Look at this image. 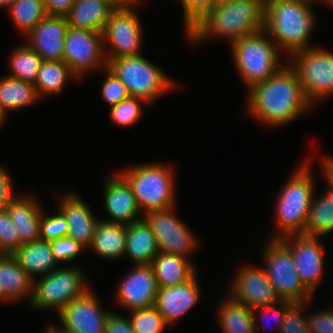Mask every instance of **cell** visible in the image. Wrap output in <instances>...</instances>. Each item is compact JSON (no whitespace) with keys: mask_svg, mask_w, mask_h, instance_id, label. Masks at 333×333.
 Wrapping results in <instances>:
<instances>
[{"mask_svg":"<svg viewBox=\"0 0 333 333\" xmlns=\"http://www.w3.org/2000/svg\"><path fill=\"white\" fill-rule=\"evenodd\" d=\"M248 91L249 112L266 124L288 123L312 105L306 99L296 71L288 65Z\"/></svg>","mask_w":333,"mask_h":333,"instance_id":"1","label":"cell"},{"mask_svg":"<svg viewBox=\"0 0 333 333\" xmlns=\"http://www.w3.org/2000/svg\"><path fill=\"white\" fill-rule=\"evenodd\" d=\"M266 1L220 2L188 31L194 42L208 36L227 37L232 43L265 28Z\"/></svg>","mask_w":333,"mask_h":333,"instance_id":"2","label":"cell"},{"mask_svg":"<svg viewBox=\"0 0 333 333\" xmlns=\"http://www.w3.org/2000/svg\"><path fill=\"white\" fill-rule=\"evenodd\" d=\"M312 3L302 0H266L265 28L268 36L275 40L281 50L290 56L309 49L308 39L316 18ZM279 43V44H278Z\"/></svg>","mask_w":333,"mask_h":333,"instance_id":"3","label":"cell"},{"mask_svg":"<svg viewBox=\"0 0 333 333\" xmlns=\"http://www.w3.org/2000/svg\"><path fill=\"white\" fill-rule=\"evenodd\" d=\"M231 48L237 71L249 89L283 67L279 63L278 46L264 29L232 42Z\"/></svg>","mask_w":333,"mask_h":333,"instance_id":"4","label":"cell"},{"mask_svg":"<svg viewBox=\"0 0 333 333\" xmlns=\"http://www.w3.org/2000/svg\"><path fill=\"white\" fill-rule=\"evenodd\" d=\"M308 164L301 166L279 192L277 199V226L282 235L303 234L313 197V180Z\"/></svg>","mask_w":333,"mask_h":333,"instance_id":"5","label":"cell"},{"mask_svg":"<svg viewBox=\"0 0 333 333\" xmlns=\"http://www.w3.org/2000/svg\"><path fill=\"white\" fill-rule=\"evenodd\" d=\"M170 168L157 164L138 165L120 172L129 183L139 209L145 214L174 207V181Z\"/></svg>","mask_w":333,"mask_h":333,"instance_id":"6","label":"cell"},{"mask_svg":"<svg viewBox=\"0 0 333 333\" xmlns=\"http://www.w3.org/2000/svg\"><path fill=\"white\" fill-rule=\"evenodd\" d=\"M106 60L107 67L126 86L129 95L146 102L150 103L175 85L156 65L141 55Z\"/></svg>","mask_w":333,"mask_h":333,"instance_id":"7","label":"cell"},{"mask_svg":"<svg viewBox=\"0 0 333 333\" xmlns=\"http://www.w3.org/2000/svg\"><path fill=\"white\" fill-rule=\"evenodd\" d=\"M271 240L264 250V271L276 294L281 300L309 302L313 294L302 283L290 249L280 239Z\"/></svg>","mask_w":333,"mask_h":333,"instance_id":"8","label":"cell"},{"mask_svg":"<svg viewBox=\"0 0 333 333\" xmlns=\"http://www.w3.org/2000/svg\"><path fill=\"white\" fill-rule=\"evenodd\" d=\"M33 284L32 307H56L58 313L72 300L83 295L86 288L83 273L77 267L56 268Z\"/></svg>","mask_w":333,"mask_h":333,"instance_id":"9","label":"cell"},{"mask_svg":"<svg viewBox=\"0 0 333 333\" xmlns=\"http://www.w3.org/2000/svg\"><path fill=\"white\" fill-rule=\"evenodd\" d=\"M291 66L297 73L306 99H316L333 93V53L309 48L292 54Z\"/></svg>","mask_w":333,"mask_h":333,"instance_id":"10","label":"cell"},{"mask_svg":"<svg viewBox=\"0 0 333 333\" xmlns=\"http://www.w3.org/2000/svg\"><path fill=\"white\" fill-rule=\"evenodd\" d=\"M136 1H126L115 8L103 29V41H109L112 53L106 59L139 56L142 30L138 16L133 11Z\"/></svg>","mask_w":333,"mask_h":333,"instance_id":"11","label":"cell"},{"mask_svg":"<svg viewBox=\"0 0 333 333\" xmlns=\"http://www.w3.org/2000/svg\"><path fill=\"white\" fill-rule=\"evenodd\" d=\"M173 209L151 211L143 219L151 227L159 252L187 257L196 249L197 242L186 224L171 212Z\"/></svg>","mask_w":333,"mask_h":333,"instance_id":"12","label":"cell"},{"mask_svg":"<svg viewBox=\"0 0 333 333\" xmlns=\"http://www.w3.org/2000/svg\"><path fill=\"white\" fill-rule=\"evenodd\" d=\"M104 42L102 32L69 27L65 37L62 61L69 66L76 77L82 76L99 63L101 65L102 60L104 66L107 67V60L103 59L105 57L102 49Z\"/></svg>","mask_w":333,"mask_h":333,"instance_id":"13","label":"cell"},{"mask_svg":"<svg viewBox=\"0 0 333 333\" xmlns=\"http://www.w3.org/2000/svg\"><path fill=\"white\" fill-rule=\"evenodd\" d=\"M100 308L95 294L86 291L58 313L62 329L68 333H105L109 313Z\"/></svg>","mask_w":333,"mask_h":333,"instance_id":"14","label":"cell"},{"mask_svg":"<svg viewBox=\"0 0 333 333\" xmlns=\"http://www.w3.org/2000/svg\"><path fill=\"white\" fill-rule=\"evenodd\" d=\"M289 237L291 240L294 237L292 244L288 242ZM317 238L303 234H291L280 238L292 253L302 283L312 294L321 278L324 262V251Z\"/></svg>","mask_w":333,"mask_h":333,"instance_id":"15","label":"cell"},{"mask_svg":"<svg viewBox=\"0 0 333 333\" xmlns=\"http://www.w3.org/2000/svg\"><path fill=\"white\" fill-rule=\"evenodd\" d=\"M231 289L229 297L251 309L281 300L264 269L243 267L233 280Z\"/></svg>","mask_w":333,"mask_h":333,"instance_id":"16","label":"cell"},{"mask_svg":"<svg viewBox=\"0 0 333 333\" xmlns=\"http://www.w3.org/2000/svg\"><path fill=\"white\" fill-rule=\"evenodd\" d=\"M117 288V300L128 310L154 306L158 284L151 265H135Z\"/></svg>","mask_w":333,"mask_h":333,"instance_id":"17","label":"cell"},{"mask_svg":"<svg viewBox=\"0 0 333 333\" xmlns=\"http://www.w3.org/2000/svg\"><path fill=\"white\" fill-rule=\"evenodd\" d=\"M68 28L66 17L47 15L27 34L30 40L27 45L43 61H62Z\"/></svg>","mask_w":333,"mask_h":333,"instance_id":"18","label":"cell"},{"mask_svg":"<svg viewBox=\"0 0 333 333\" xmlns=\"http://www.w3.org/2000/svg\"><path fill=\"white\" fill-rule=\"evenodd\" d=\"M104 194L105 207L112 218L105 221L130 225L142 220L137 218L140 209L132 188L120 174L106 181Z\"/></svg>","mask_w":333,"mask_h":333,"instance_id":"19","label":"cell"},{"mask_svg":"<svg viewBox=\"0 0 333 333\" xmlns=\"http://www.w3.org/2000/svg\"><path fill=\"white\" fill-rule=\"evenodd\" d=\"M200 291L196 274L187 282L172 287L159 288L154 306L167 324L176 321L198 301Z\"/></svg>","mask_w":333,"mask_h":333,"instance_id":"20","label":"cell"},{"mask_svg":"<svg viewBox=\"0 0 333 333\" xmlns=\"http://www.w3.org/2000/svg\"><path fill=\"white\" fill-rule=\"evenodd\" d=\"M58 208L69 226L67 237L73 238L85 248L89 247L94 238L98 219L93 216L89 206L75 195L65 196L60 200Z\"/></svg>","mask_w":333,"mask_h":333,"instance_id":"21","label":"cell"},{"mask_svg":"<svg viewBox=\"0 0 333 333\" xmlns=\"http://www.w3.org/2000/svg\"><path fill=\"white\" fill-rule=\"evenodd\" d=\"M125 2H103L96 0H75L66 16L69 27L103 32L110 14Z\"/></svg>","mask_w":333,"mask_h":333,"instance_id":"22","label":"cell"},{"mask_svg":"<svg viewBox=\"0 0 333 333\" xmlns=\"http://www.w3.org/2000/svg\"><path fill=\"white\" fill-rule=\"evenodd\" d=\"M15 224L21 244L40 239L41 211L34 198L14 197L5 207Z\"/></svg>","mask_w":333,"mask_h":333,"instance_id":"23","label":"cell"},{"mask_svg":"<svg viewBox=\"0 0 333 333\" xmlns=\"http://www.w3.org/2000/svg\"><path fill=\"white\" fill-rule=\"evenodd\" d=\"M158 288L183 284L195 274L193 264L186 257L159 252L151 263Z\"/></svg>","mask_w":333,"mask_h":333,"instance_id":"24","label":"cell"},{"mask_svg":"<svg viewBox=\"0 0 333 333\" xmlns=\"http://www.w3.org/2000/svg\"><path fill=\"white\" fill-rule=\"evenodd\" d=\"M19 266L34 280L32 275H47L57 263L50 242L37 240L31 243L21 244L12 254Z\"/></svg>","mask_w":333,"mask_h":333,"instance_id":"25","label":"cell"},{"mask_svg":"<svg viewBox=\"0 0 333 333\" xmlns=\"http://www.w3.org/2000/svg\"><path fill=\"white\" fill-rule=\"evenodd\" d=\"M158 253L156 238L143 218L127 225L125 254L129 255L136 265H151Z\"/></svg>","mask_w":333,"mask_h":333,"instance_id":"26","label":"cell"},{"mask_svg":"<svg viewBox=\"0 0 333 333\" xmlns=\"http://www.w3.org/2000/svg\"><path fill=\"white\" fill-rule=\"evenodd\" d=\"M34 280L19 266L13 255L0 254V289L10 300L28 296L32 300Z\"/></svg>","mask_w":333,"mask_h":333,"instance_id":"27","label":"cell"},{"mask_svg":"<svg viewBox=\"0 0 333 333\" xmlns=\"http://www.w3.org/2000/svg\"><path fill=\"white\" fill-rule=\"evenodd\" d=\"M126 238L127 225L99 220L89 247L102 257L114 259L125 254Z\"/></svg>","mask_w":333,"mask_h":333,"instance_id":"28","label":"cell"},{"mask_svg":"<svg viewBox=\"0 0 333 333\" xmlns=\"http://www.w3.org/2000/svg\"><path fill=\"white\" fill-rule=\"evenodd\" d=\"M219 320L224 333H255L258 324L252 309L231 297L220 306Z\"/></svg>","mask_w":333,"mask_h":333,"instance_id":"29","label":"cell"},{"mask_svg":"<svg viewBox=\"0 0 333 333\" xmlns=\"http://www.w3.org/2000/svg\"><path fill=\"white\" fill-rule=\"evenodd\" d=\"M37 97L39 96L32 83L10 76L0 79V108L4 112L25 107L36 101Z\"/></svg>","mask_w":333,"mask_h":333,"instance_id":"30","label":"cell"},{"mask_svg":"<svg viewBox=\"0 0 333 333\" xmlns=\"http://www.w3.org/2000/svg\"><path fill=\"white\" fill-rule=\"evenodd\" d=\"M333 231V192L312 199L303 235L320 237Z\"/></svg>","mask_w":333,"mask_h":333,"instance_id":"31","label":"cell"},{"mask_svg":"<svg viewBox=\"0 0 333 333\" xmlns=\"http://www.w3.org/2000/svg\"><path fill=\"white\" fill-rule=\"evenodd\" d=\"M69 76L74 75L64 61H42L34 83L38 96L60 93Z\"/></svg>","mask_w":333,"mask_h":333,"instance_id":"32","label":"cell"},{"mask_svg":"<svg viewBox=\"0 0 333 333\" xmlns=\"http://www.w3.org/2000/svg\"><path fill=\"white\" fill-rule=\"evenodd\" d=\"M42 61L27 44L20 46L11 55L10 69L13 73L8 76L34 84Z\"/></svg>","mask_w":333,"mask_h":333,"instance_id":"33","label":"cell"},{"mask_svg":"<svg viewBox=\"0 0 333 333\" xmlns=\"http://www.w3.org/2000/svg\"><path fill=\"white\" fill-rule=\"evenodd\" d=\"M9 9L15 24L25 34L48 15L43 0H16Z\"/></svg>","mask_w":333,"mask_h":333,"instance_id":"34","label":"cell"},{"mask_svg":"<svg viewBox=\"0 0 333 333\" xmlns=\"http://www.w3.org/2000/svg\"><path fill=\"white\" fill-rule=\"evenodd\" d=\"M134 333H162L168 325L155 306L131 311Z\"/></svg>","mask_w":333,"mask_h":333,"instance_id":"35","label":"cell"},{"mask_svg":"<svg viewBox=\"0 0 333 333\" xmlns=\"http://www.w3.org/2000/svg\"><path fill=\"white\" fill-rule=\"evenodd\" d=\"M140 102L146 101L141 98L129 96L118 104L111 106L110 114L112 120L122 126L134 124L142 115Z\"/></svg>","mask_w":333,"mask_h":333,"instance_id":"36","label":"cell"},{"mask_svg":"<svg viewBox=\"0 0 333 333\" xmlns=\"http://www.w3.org/2000/svg\"><path fill=\"white\" fill-rule=\"evenodd\" d=\"M21 246L18 231L6 208L0 209V254L12 255Z\"/></svg>","mask_w":333,"mask_h":333,"instance_id":"37","label":"cell"},{"mask_svg":"<svg viewBox=\"0 0 333 333\" xmlns=\"http://www.w3.org/2000/svg\"><path fill=\"white\" fill-rule=\"evenodd\" d=\"M59 213L52 216H43L40 219V240L51 242L55 239L67 237L69 226L63 214Z\"/></svg>","mask_w":333,"mask_h":333,"instance_id":"38","label":"cell"},{"mask_svg":"<svg viewBox=\"0 0 333 333\" xmlns=\"http://www.w3.org/2000/svg\"><path fill=\"white\" fill-rule=\"evenodd\" d=\"M305 303L293 302L287 308L279 333H311L307 318L301 315Z\"/></svg>","mask_w":333,"mask_h":333,"instance_id":"39","label":"cell"},{"mask_svg":"<svg viewBox=\"0 0 333 333\" xmlns=\"http://www.w3.org/2000/svg\"><path fill=\"white\" fill-rule=\"evenodd\" d=\"M184 12V24L188 31L207 12L214 8L220 0H180Z\"/></svg>","mask_w":333,"mask_h":333,"instance_id":"40","label":"cell"},{"mask_svg":"<svg viewBox=\"0 0 333 333\" xmlns=\"http://www.w3.org/2000/svg\"><path fill=\"white\" fill-rule=\"evenodd\" d=\"M104 70H107V78L105 79L102 86V94L103 98L108 102V104L113 106L128 98L130 95L126 86L117 76L113 74V72L108 67H105Z\"/></svg>","mask_w":333,"mask_h":333,"instance_id":"41","label":"cell"},{"mask_svg":"<svg viewBox=\"0 0 333 333\" xmlns=\"http://www.w3.org/2000/svg\"><path fill=\"white\" fill-rule=\"evenodd\" d=\"M52 252L57 263L60 261H71L85 247L73 238L63 237L50 242Z\"/></svg>","mask_w":333,"mask_h":333,"instance_id":"42","label":"cell"},{"mask_svg":"<svg viewBox=\"0 0 333 333\" xmlns=\"http://www.w3.org/2000/svg\"><path fill=\"white\" fill-rule=\"evenodd\" d=\"M307 321L311 333H333V309L314 313Z\"/></svg>","mask_w":333,"mask_h":333,"instance_id":"43","label":"cell"},{"mask_svg":"<svg viewBox=\"0 0 333 333\" xmlns=\"http://www.w3.org/2000/svg\"><path fill=\"white\" fill-rule=\"evenodd\" d=\"M105 333H134L130 319L109 312L106 319Z\"/></svg>","mask_w":333,"mask_h":333,"instance_id":"44","label":"cell"},{"mask_svg":"<svg viewBox=\"0 0 333 333\" xmlns=\"http://www.w3.org/2000/svg\"><path fill=\"white\" fill-rule=\"evenodd\" d=\"M10 178L6 170L0 166V209L5 208L15 197Z\"/></svg>","mask_w":333,"mask_h":333,"instance_id":"45","label":"cell"},{"mask_svg":"<svg viewBox=\"0 0 333 333\" xmlns=\"http://www.w3.org/2000/svg\"><path fill=\"white\" fill-rule=\"evenodd\" d=\"M43 2L48 15L66 17L75 0H43Z\"/></svg>","mask_w":333,"mask_h":333,"instance_id":"46","label":"cell"},{"mask_svg":"<svg viewBox=\"0 0 333 333\" xmlns=\"http://www.w3.org/2000/svg\"><path fill=\"white\" fill-rule=\"evenodd\" d=\"M276 303L280 304L281 307L276 309V306H275ZM292 303L293 302L288 301V300H280L278 302H275V303H272V304H268V305L263 306V307H256V308L252 309V312H253V314H255L259 309H262V311H265L263 313H267V314H269V312H270V314L275 313L274 315H275V317L277 318V320L279 322V325H278V327H279L278 328V333H279L280 329H281V326H282V323H283V320H284V317H285V314H286V311H287V308ZM267 318H269V317H267Z\"/></svg>","mask_w":333,"mask_h":333,"instance_id":"47","label":"cell"},{"mask_svg":"<svg viewBox=\"0 0 333 333\" xmlns=\"http://www.w3.org/2000/svg\"><path fill=\"white\" fill-rule=\"evenodd\" d=\"M324 173L326 174V178L328 179L327 181H329V185L331 188L330 191L333 192V159H325L324 163H323V169Z\"/></svg>","mask_w":333,"mask_h":333,"instance_id":"48","label":"cell"},{"mask_svg":"<svg viewBox=\"0 0 333 333\" xmlns=\"http://www.w3.org/2000/svg\"><path fill=\"white\" fill-rule=\"evenodd\" d=\"M16 0H0V6L10 7Z\"/></svg>","mask_w":333,"mask_h":333,"instance_id":"49","label":"cell"},{"mask_svg":"<svg viewBox=\"0 0 333 333\" xmlns=\"http://www.w3.org/2000/svg\"><path fill=\"white\" fill-rule=\"evenodd\" d=\"M50 333H68L65 330H63L62 328L59 329H55L53 326L51 328L47 329Z\"/></svg>","mask_w":333,"mask_h":333,"instance_id":"50","label":"cell"},{"mask_svg":"<svg viewBox=\"0 0 333 333\" xmlns=\"http://www.w3.org/2000/svg\"><path fill=\"white\" fill-rule=\"evenodd\" d=\"M10 300L3 289H0V302Z\"/></svg>","mask_w":333,"mask_h":333,"instance_id":"51","label":"cell"},{"mask_svg":"<svg viewBox=\"0 0 333 333\" xmlns=\"http://www.w3.org/2000/svg\"><path fill=\"white\" fill-rule=\"evenodd\" d=\"M302 1H306V2H309V3H312V4L315 3V2L318 3L320 1H321L320 3H322V2L326 3L327 2L328 4L331 2V0H302Z\"/></svg>","mask_w":333,"mask_h":333,"instance_id":"52","label":"cell"},{"mask_svg":"<svg viewBox=\"0 0 333 333\" xmlns=\"http://www.w3.org/2000/svg\"><path fill=\"white\" fill-rule=\"evenodd\" d=\"M234 1H246V0H220V2H234ZM248 1H266V0H248Z\"/></svg>","mask_w":333,"mask_h":333,"instance_id":"53","label":"cell"},{"mask_svg":"<svg viewBox=\"0 0 333 333\" xmlns=\"http://www.w3.org/2000/svg\"><path fill=\"white\" fill-rule=\"evenodd\" d=\"M4 116H5V112L0 108V125L2 124Z\"/></svg>","mask_w":333,"mask_h":333,"instance_id":"54","label":"cell"},{"mask_svg":"<svg viewBox=\"0 0 333 333\" xmlns=\"http://www.w3.org/2000/svg\"><path fill=\"white\" fill-rule=\"evenodd\" d=\"M96 1H103V2H126L127 0H96Z\"/></svg>","mask_w":333,"mask_h":333,"instance_id":"55","label":"cell"}]
</instances>
